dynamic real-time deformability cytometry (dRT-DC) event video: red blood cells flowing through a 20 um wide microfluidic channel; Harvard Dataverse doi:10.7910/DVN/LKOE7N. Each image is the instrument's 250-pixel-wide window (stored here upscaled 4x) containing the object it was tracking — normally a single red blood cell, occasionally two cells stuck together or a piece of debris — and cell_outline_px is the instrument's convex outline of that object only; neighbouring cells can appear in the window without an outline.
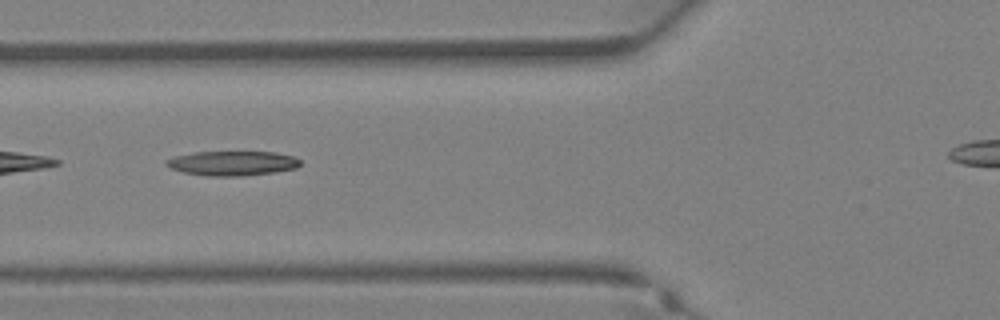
{"species": "Egyptian fruit bat (a non-hibernating species)", "species_latin": "Rousettus aegyptiacus", "temperature_condition": "warm", "stored_images_in_passage": 22, "camera_frame_rate_fps": 3000, "um_per_image_px": 0.085, "animal": {"sex": "female"}, "frame": {"image": 1, "passage_image": 3, "time_ms": 0.667, "image_size_px": [1000, 320], "cell_outline_px": [[300, 164], [296, 168], [276, 172], [244, 176], [204, 176], [184, 172], [172, 168], [164, 164], [164, 160], [172, 156], [196, 152], [276, 152], [292, 156], [300, 160]], "centroid_in_image_um": [19.72, 13.88], "position_along_channel_um": 106.1, "area_um2": 19.31}}
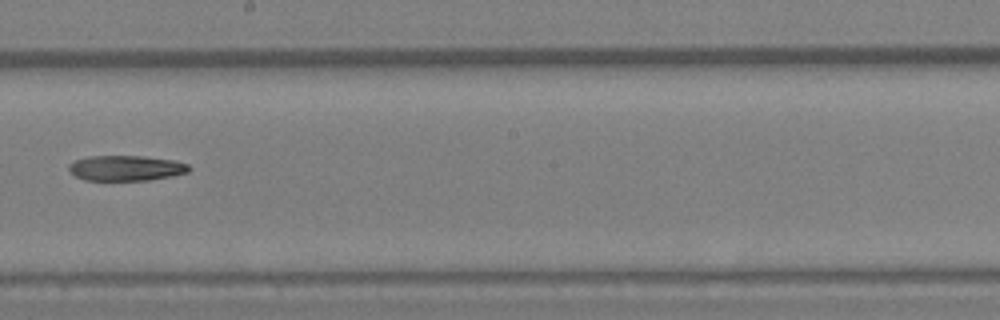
{"frame": {"image": 2, "passage_image": 10, "time_ms": 3.0, "image_size_px": [1000, 320], "cell_outline_px": [[192, 168], [188, 172], [172, 176], [148, 180], [84, 180], [76, 176], [68, 168], [68, 164], [76, 160], [88, 156], [144, 156], [172, 160], [188, 164]], "centroid_in_image_um": [10.72, 14.28], "position_along_channel_um": 237.5, "area_um2": 17.69}}
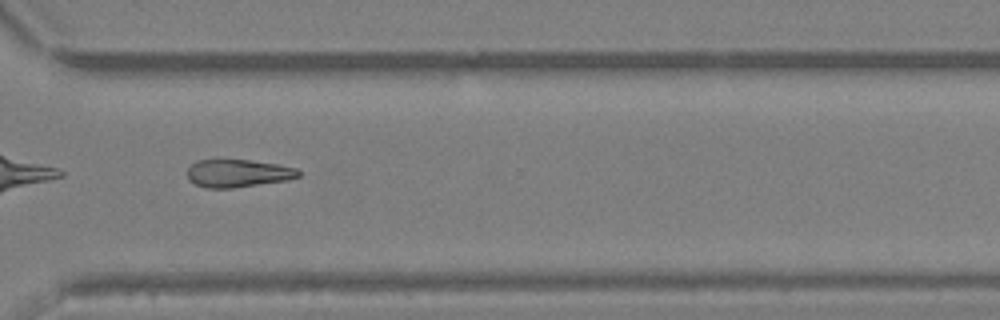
{"frame": {"image": 3, "passage_image": 16, "time_ms": 5.0, "image_size_px": [1000, 320], "cell_outline_px": [[300, 176], [288, 180], [232, 188], [204, 188], [188, 180], [188, 168], [196, 160], [248, 160], [276, 164], [296, 168], [300, 172]], "centroid_in_image_um": [20.21, 14.74], "position_along_channel_um": 350.4, "area_um2": 17.92}}